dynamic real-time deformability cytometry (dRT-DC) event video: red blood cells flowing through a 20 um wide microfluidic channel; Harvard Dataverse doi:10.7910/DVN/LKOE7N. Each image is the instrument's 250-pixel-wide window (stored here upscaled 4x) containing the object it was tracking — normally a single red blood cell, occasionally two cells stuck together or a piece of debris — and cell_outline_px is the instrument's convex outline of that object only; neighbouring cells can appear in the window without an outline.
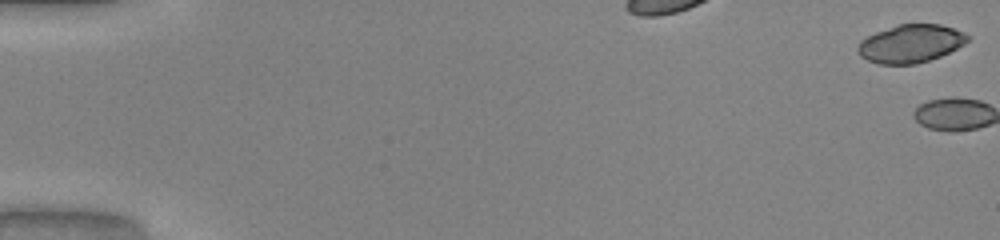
{"species": "common noctule bat (a hibernating species)", "species_latin": "Nyctalus noctula", "temperature_condition": "warm", "stored_images_in_passage": 2, "camera_frame_rate_fps": 3000, "um_per_image_px": 0.085, "animal": {"sex": "male", "body_mass_g": 20.0, "forearm_length_mm": 53.3}, "frame": {"image": 1, "passage_image": 1, "time_ms": 0.0, "image_size_px": [1000, 240], "cell_outline_px": [[968, 40], [964, 44], [940, 56], [916, 64], [880, 64], [868, 60], [860, 56], [856, 52], [856, 48], [860, 40], [876, 32], [900, 24], [940, 24], [964, 32], [968, 36]], "centroid_in_image_um": [77.37, 3.71], "position_along_channel_um": 7.6, "area_um2": 24.16}}